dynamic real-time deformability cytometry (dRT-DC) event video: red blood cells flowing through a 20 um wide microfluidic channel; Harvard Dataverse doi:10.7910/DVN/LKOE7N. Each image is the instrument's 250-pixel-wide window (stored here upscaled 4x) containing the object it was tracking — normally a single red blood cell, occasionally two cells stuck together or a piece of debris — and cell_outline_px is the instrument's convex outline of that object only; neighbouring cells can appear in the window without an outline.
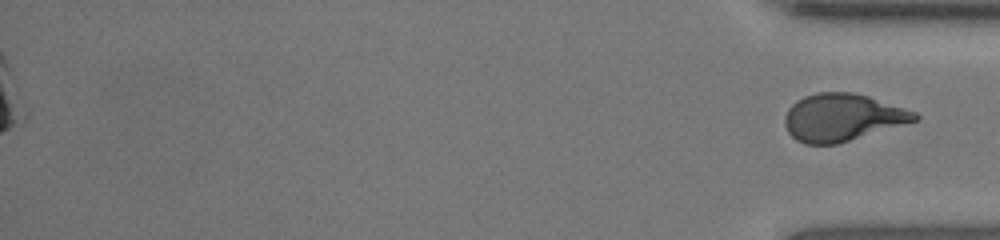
{"species": "human", "species_latin": "Homo sapiens", "temperature_condition": "room temperature", "stored_images_in_passage": 46, "segment_of_instrument_passage": [2, 2], "camera_frame_rate_fps": 3000, "um_per_image_px": 0.085, "donor": {"sex": "female"}, "frame": {"image": 1, "passage_image": 46, "time_ms": 15.0, "image_size_px": [1000, 240], "cell_outline_px": [[920, 120], [836, 144], [804, 144], [796, 140], [788, 132], [784, 124], [784, 116], [788, 108], [796, 100], [804, 96], [816, 92], [852, 92], [868, 96], [916, 112], [920, 116]], "centroid_in_image_um": [71.58, 9.98], "position_along_channel_um": 363.6, "area_um2": 35.95}}